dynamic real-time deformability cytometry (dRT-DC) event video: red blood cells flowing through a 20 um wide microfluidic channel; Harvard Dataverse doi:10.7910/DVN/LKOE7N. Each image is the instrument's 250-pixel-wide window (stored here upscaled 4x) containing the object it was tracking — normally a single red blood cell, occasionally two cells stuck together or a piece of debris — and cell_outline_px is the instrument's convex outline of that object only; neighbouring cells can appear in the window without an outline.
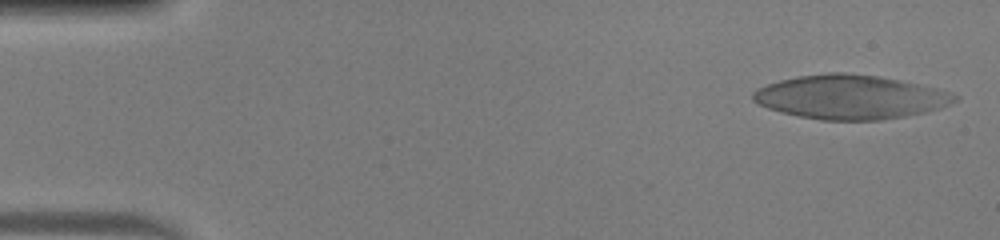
{"species": "human", "species_latin": "Homo sapiens", "temperature_condition": "warm", "stored_images_in_passage": 50, "camera_frame_rate_fps": 3000, "um_per_image_px": 0.085, "donor": {"sex": "male"}, "frame": {"image": 1, "passage_image": 2, "time_ms": 0.333, "image_size_px": [1000, 240], "cell_outline_px": [[960, 100], [940, 108], [924, 112], [904, 116], [880, 120], [820, 120], [780, 112], [768, 108], [752, 100], [752, 92], [756, 88], [780, 80], [796, 76], [828, 72], [844, 72], [876, 76], [900, 80], [936, 88], [952, 92], [960, 96]], "centroid_in_image_um": [72.28, 8.24], "position_along_channel_um": 12.7, "area_um2": 51.85}}
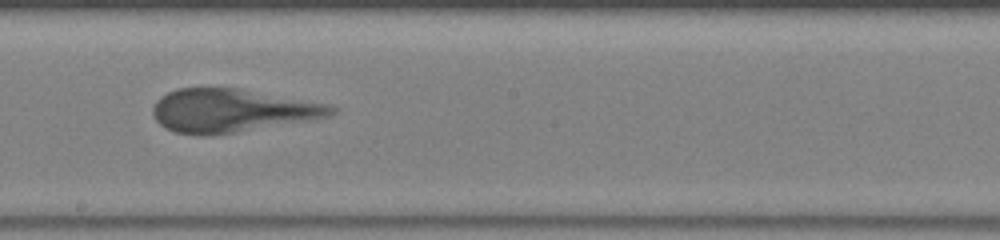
{"frame": {"image": 2, "passage_image": 28, "time_ms": 9.0, "image_size_px": [1000, 240], "cell_outline_px": [[340, 108], [332, 116], [308, 120], [232, 132], [176, 132], [160, 124], [152, 116], [152, 108], [156, 100], [160, 96], [176, 88], [240, 88], [328, 104]], "centroid_in_image_um": [19.74, 9.34], "position_along_channel_um": 228.5, "area_um2": 43.87}}
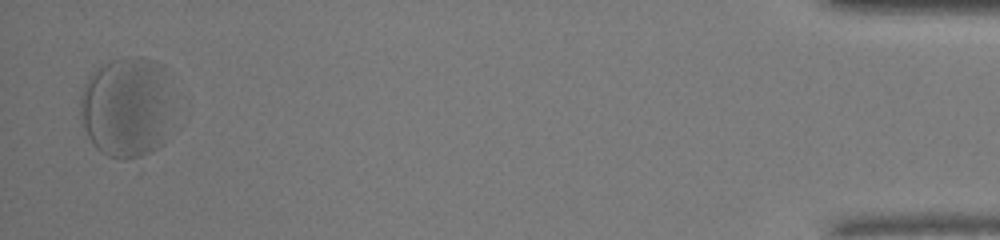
{"frame": {"image": 3, "passage_image": 49, "time_ms": 16.0, "image_size_px": [1000, 240], "cell_outline_px": [[164, 144], [152, 152], [140, 156], [108, 156], [100, 152], [92, 144], [88, 136], [80, 116], [80, 96], [84, 84], [88, 76], [92, 72], [104, 64], [112, 60], [128, 56], [140, 56], [156, 60], [164, 64]], "centroid_in_image_um": [10.63, 9.07], "position_along_channel_um": 424.6, "area_um2": 52.66}, "authors_computed_cell_mechanics": {"area_um2": 46.4712, "velocity_mm_per_s": 4.007, "shape_relaxation_time_tau1_ms": 2.6475, "shape_relaxation_time_tau2_ms": null, "deformation_change_tau1": 0.1568, "deformation_change_tau2": null}}